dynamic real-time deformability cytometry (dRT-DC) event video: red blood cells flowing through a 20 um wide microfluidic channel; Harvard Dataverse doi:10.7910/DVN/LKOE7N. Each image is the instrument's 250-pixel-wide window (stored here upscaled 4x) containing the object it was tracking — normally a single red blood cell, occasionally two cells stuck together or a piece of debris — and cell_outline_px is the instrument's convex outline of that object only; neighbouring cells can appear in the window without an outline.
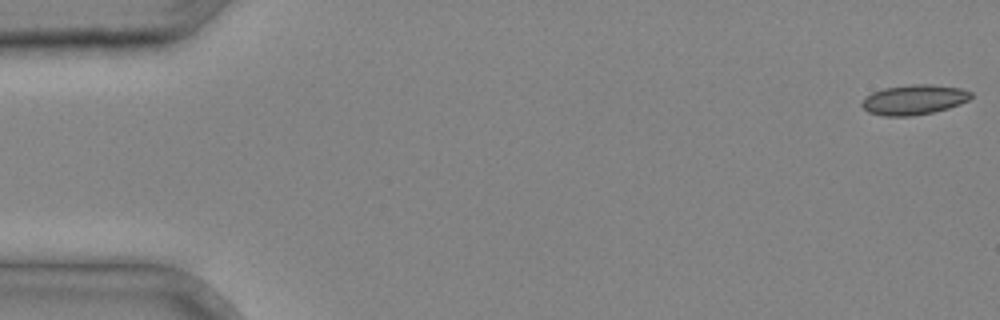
{"species": "common noctule bat (a hibernating species)", "species_latin": "Nyctalus noctula", "temperature_condition": "cold", "stored_images_in_passage": 9, "camera_frame_rate_fps": 3000, "um_per_image_px": 0.085, "animal": {"sex": "male", "body_mass_g": 20.4}, "frame": {"image": 1, "passage_image": 1, "time_ms": 0.0, "image_size_px": [1000, 320], "cell_outline_px": [[972, 96], [968, 100], [960, 104], [948, 108], [932, 112], [912, 116], [884, 116], [868, 112], [860, 104], [872, 92], [884, 88], [912, 84], [928, 84], [960, 88], [972, 92]], "centroid_in_image_um": [77.69, 8.47], "position_along_channel_um": 7.3, "area_um2": 18.9}}